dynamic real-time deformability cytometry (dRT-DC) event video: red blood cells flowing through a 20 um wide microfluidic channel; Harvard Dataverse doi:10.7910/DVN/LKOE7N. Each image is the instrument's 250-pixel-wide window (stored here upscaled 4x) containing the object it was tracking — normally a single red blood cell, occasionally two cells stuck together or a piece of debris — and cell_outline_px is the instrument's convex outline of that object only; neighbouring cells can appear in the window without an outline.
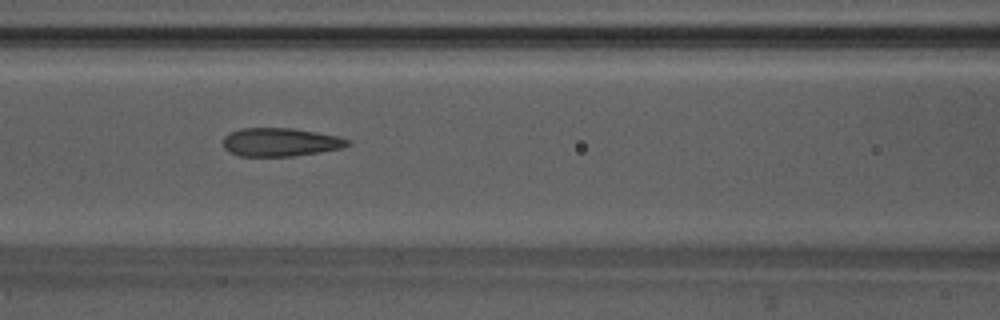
{"species": "Egyptian fruit bat (a non-hibernating species)", "species_latin": "Rousettus aegyptiacus", "temperature_condition": "warm", "stored_images_in_passage": 54, "camera_frame_rate_fps": 3000, "um_per_image_px": 0.085, "animal": {"sex": "male"}, "frame": {"image": 1, "passage_image": 23, "time_ms": 7.333, "image_size_px": [1000, 320], "cell_outline_px": [[348, 144], [336, 148], [316, 152], [288, 156], [244, 156], [232, 152], [224, 144], [224, 140], [232, 132], [244, 128], [288, 128], [312, 132], [332, 136], [348, 140]], "centroid_in_image_um": [23.77, 12.08], "position_along_channel_um": 142.8, "area_um2": 19.31}}
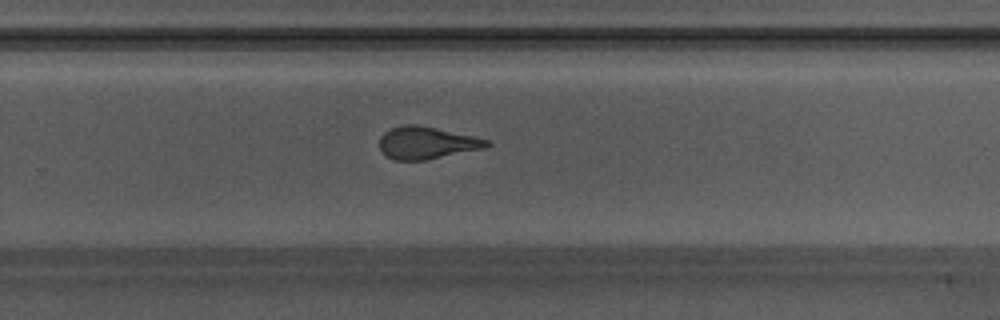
{"frame": {"image": 2, "passage_image": 35, "time_ms": 11.333, "image_size_px": [1000, 320], "cell_outline_px": [[488, 144], [480, 148], [424, 160], [396, 160], [388, 156], [380, 148], [380, 136], [384, 132], [392, 128], [432, 128], [488, 140]], "centroid_in_image_um": [36.2, 12.19], "position_along_channel_um": 293.6, "area_um2": 18.44}}
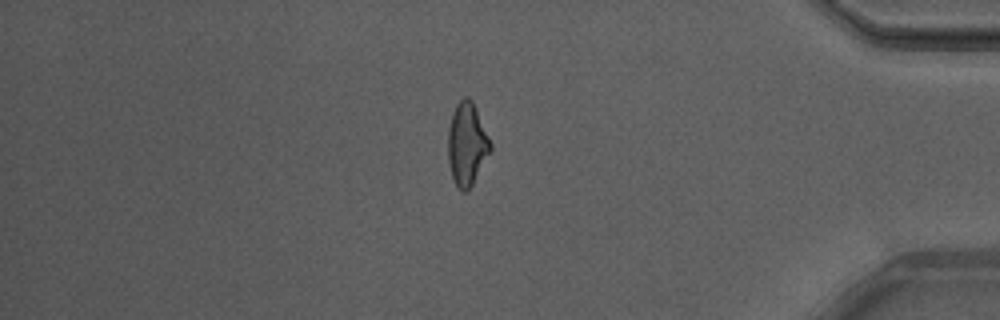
{"frame": {"image": 3, "passage_image": 46, "time_ms": 15.0, "image_size_px": [1000, 320], "cell_outline_px": [[492, 148], [472, 184], [464, 192], [456, 184], [452, 176], [448, 156], [448, 132], [452, 116], [460, 100], [472, 100], [492, 144]], "centroid_in_image_um": [39.7, 12.27], "position_along_channel_um": 395.5, "area_um2": 19.59}, "authors_computed_cell_mechanics": {"area_um2": 18.785, "velocity_mm_per_s": 3.7847, "shape_relaxation_time_tau1_ms": 8.5732, "shape_relaxation_time_tau2_ms": 1.4416, "deformation_change_tau1": 0.2185, "deformation_change_tau2": 0.1097}}